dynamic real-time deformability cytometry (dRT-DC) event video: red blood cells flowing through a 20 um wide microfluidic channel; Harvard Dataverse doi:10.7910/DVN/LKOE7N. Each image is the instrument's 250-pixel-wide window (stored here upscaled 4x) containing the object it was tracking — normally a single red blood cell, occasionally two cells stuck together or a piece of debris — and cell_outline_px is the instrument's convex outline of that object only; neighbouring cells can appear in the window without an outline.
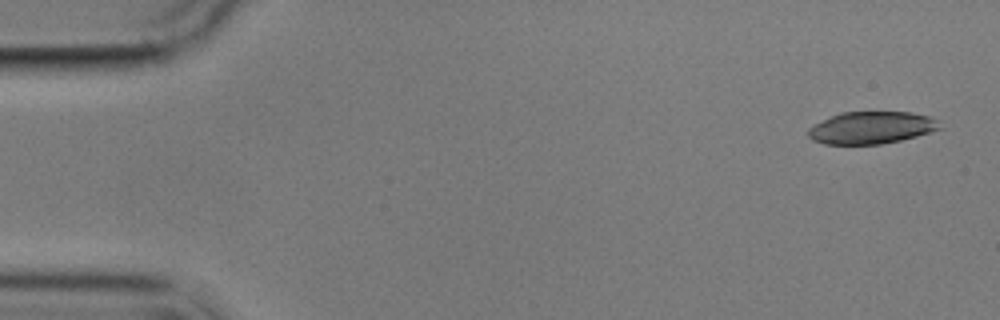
{"species": "common noctule bat (a hibernating species)", "species_latin": "Nyctalus noctula", "temperature_condition": "cold", "stored_images_in_passage": 6, "camera_frame_rate_fps": 3000, "um_per_image_px": 0.085, "animal": {"sex": "male", "body_mass_g": 17.9}, "frame": {"image": 1, "passage_image": 1, "time_ms": 0.0, "image_size_px": [1000, 320], "cell_outline_px": [[940, 128], [916, 136], [900, 140], [880, 144], [824, 144], [812, 140], [808, 136], [808, 128], [840, 112], [912, 112], [928, 116], [936, 120]], "centroid_in_image_um": [74.03, 10.85], "position_along_channel_um": 11.0, "area_um2": 24.33}}
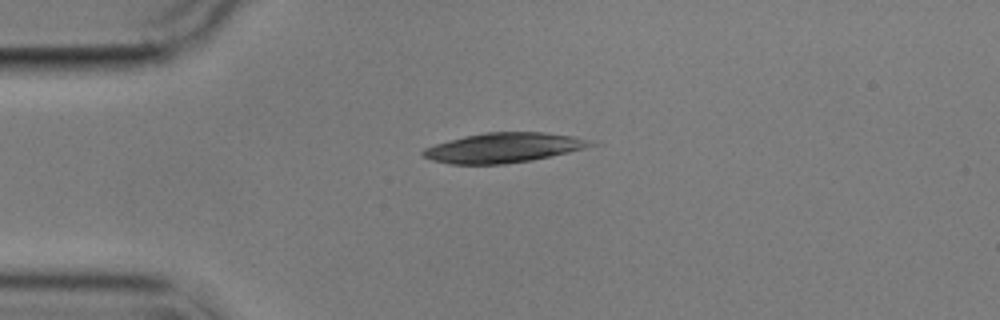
{"frame": {"image": 2, "passage_image": 4, "time_ms": 3.667, "image_size_px": [1000, 320], "cell_outline_px": [[600, 144], [552, 156], [532, 160], [504, 164], [452, 164], [432, 160], [424, 156], [420, 152], [424, 148], [436, 144], [464, 136], [484, 132], [544, 132], [572, 136], [588, 140]], "centroid_in_image_um": [42.81, 12.55], "position_along_channel_um": 42.2, "area_um2": 28.96}}